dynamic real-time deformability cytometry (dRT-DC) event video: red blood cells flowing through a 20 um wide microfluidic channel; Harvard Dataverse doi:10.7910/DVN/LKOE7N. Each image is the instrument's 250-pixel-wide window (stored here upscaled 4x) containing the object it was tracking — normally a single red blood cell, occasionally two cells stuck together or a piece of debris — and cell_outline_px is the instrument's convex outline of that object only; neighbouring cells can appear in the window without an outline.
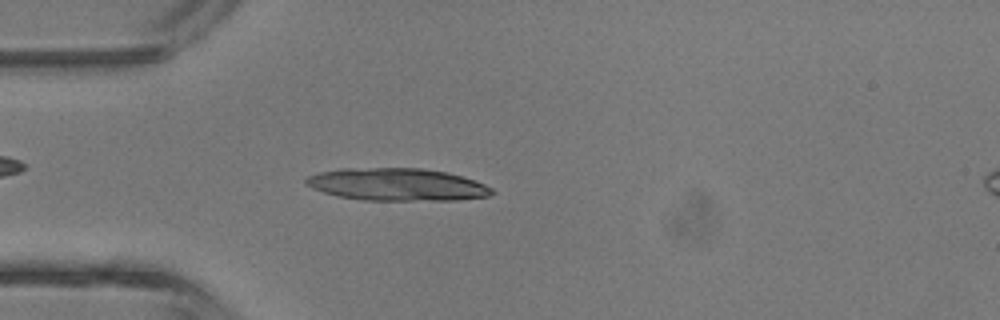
{"species": "common noctule bat (a hibernating species)", "species_latin": "Nyctalus noctula", "temperature_condition": "room temperature", "stored_images_in_passage": 4, "camera_frame_rate_fps": 3000, "um_per_image_px": 0.085, "animal": {"sex": "male", "body_mass_g": 13.3}, "frame": {"image": 1, "passage_image": 3, "time_ms": 2.333, "image_size_px": [1000, 320], "cell_outline_px": [[496, 192], [488, 196], [456, 200], [364, 200], [340, 196], [324, 192], [312, 188], [304, 180], [308, 176], [320, 172], [340, 168], [424, 168], [448, 172], [484, 184], [492, 188]], "centroid_in_image_um": [33.76, 15.68], "position_along_channel_um": 51.2, "area_um2": 35.03}}